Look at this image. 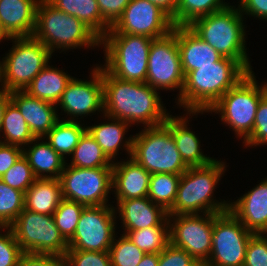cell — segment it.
<instances>
[{
  "mask_svg": "<svg viewBox=\"0 0 267 266\" xmlns=\"http://www.w3.org/2000/svg\"><path fill=\"white\" fill-rule=\"evenodd\" d=\"M103 79L104 112L106 117L120 119L128 124L142 123L145 127L164 124L166 113L156 89L146 82L119 79L101 67Z\"/></svg>",
  "mask_w": 267,
  "mask_h": 266,
  "instance_id": "1",
  "label": "cell"
},
{
  "mask_svg": "<svg viewBox=\"0 0 267 266\" xmlns=\"http://www.w3.org/2000/svg\"><path fill=\"white\" fill-rule=\"evenodd\" d=\"M248 73L237 60L227 57L215 65L198 66L185 76L177 104L186 108L188 114H203Z\"/></svg>",
  "mask_w": 267,
  "mask_h": 266,
  "instance_id": "2",
  "label": "cell"
},
{
  "mask_svg": "<svg viewBox=\"0 0 267 266\" xmlns=\"http://www.w3.org/2000/svg\"><path fill=\"white\" fill-rule=\"evenodd\" d=\"M225 163L212 160L204 166L189 167L180 176L177 197L168 215H191L222 213L229 210L230 203L212 198L213 190L225 172Z\"/></svg>",
  "mask_w": 267,
  "mask_h": 266,
  "instance_id": "3",
  "label": "cell"
},
{
  "mask_svg": "<svg viewBox=\"0 0 267 266\" xmlns=\"http://www.w3.org/2000/svg\"><path fill=\"white\" fill-rule=\"evenodd\" d=\"M243 13L229 6L207 16L195 19L188 27L222 57L237 60L252 72L245 46Z\"/></svg>",
  "mask_w": 267,
  "mask_h": 266,
  "instance_id": "4",
  "label": "cell"
},
{
  "mask_svg": "<svg viewBox=\"0 0 267 266\" xmlns=\"http://www.w3.org/2000/svg\"><path fill=\"white\" fill-rule=\"evenodd\" d=\"M123 143L122 147L125 146L129 156L150 174L181 175L189 168L176 147L171 130L165 124L144 127V130Z\"/></svg>",
  "mask_w": 267,
  "mask_h": 266,
  "instance_id": "5",
  "label": "cell"
},
{
  "mask_svg": "<svg viewBox=\"0 0 267 266\" xmlns=\"http://www.w3.org/2000/svg\"><path fill=\"white\" fill-rule=\"evenodd\" d=\"M33 38L51 53L56 49L87 48L101 45V39L82 21L58 10L47 0H40L36 12Z\"/></svg>",
  "mask_w": 267,
  "mask_h": 266,
  "instance_id": "6",
  "label": "cell"
},
{
  "mask_svg": "<svg viewBox=\"0 0 267 266\" xmlns=\"http://www.w3.org/2000/svg\"><path fill=\"white\" fill-rule=\"evenodd\" d=\"M152 40L145 35L106 33L100 41L105 50L104 68L119 79L146 82Z\"/></svg>",
  "mask_w": 267,
  "mask_h": 266,
  "instance_id": "7",
  "label": "cell"
},
{
  "mask_svg": "<svg viewBox=\"0 0 267 266\" xmlns=\"http://www.w3.org/2000/svg\"><path fill=\"white\" fill-rule=\"evenodd\" d=\"M267 93V83L258 86L249 72L229 89L207 112L221 114V121L244 140L252 133L260 99Z\"/></svg>",
  "mask_w": 267,
  "mask_h": 266,
  "instance_id": "8",
  "label": "cell"
},
{
  "mask_svg": "<svg viewBox=\"0 0 267 266\" xmlns=\"http://www.w3.org/2000/svg\"><path fill=\"white\" fill-rule=\"evenodd\" d=\"M15 44L0 61V82L3 90L24 91L51 58V51L33 37L8 38Z\"/></svg>",
  "mask_w": 267,
  "mask_h": 266,
  "instance_id": "9",
  "label": "cell"
},
{
  "mask_svg": "<svg viewBox=\"0 0 267 266\" xmlns=\"http://www.w3.org/2000/svg\"><path fill=\"white\" fill-rule=\"evenodd\" d=\"M9 227L24 253L65 257L68 242L57 228L53 215L24 208Z\"/></svg>",
  "mask_w": 267,
  "mask_h": 266,
  "instance_id": "10",
  "label": "cell"
},
{
  "mask_svg": "<svg viewBox=\"0 0 267 266\" xmlns=\"http://www.w3.org/2000/svg\"><path fill=\"white\" fill-rule=\"evenodd\" d=\"M60 175L63 199L86 207L108 205L112 190V167L78 168L66 165Z\"/></svg>",
  "mask_w": 267,
  "mask_h": 266,
  "instance_id": "11",
  "label": "cell"
},
{
  "mask_svg": "<svg viewBox=\"0 0 267 266\" xmlns=\"http://www.w3.org/2000/svg\"><path fill=\"white\" fill-rule=\"evenodd\" d=\"M185 75L181 66L179 48L177 45V26L167 35L152 40L146 83L156 90H180L184 86Z\"/></svg>",
  "mask_w": 267,
  "mask_h": 266,
  "instance_id": "12",
  "label": "cell"
},
{
  "mask_svg": "<svg viewBox=\"0 0 267 266\" xmlns=\"http://www.w3.org/2000/svg\"><path fill=\"white\" fill-rule=\"evenodd\" d=\"M254 233L247 230L230 211L214 216L210 266H243L246 247Z\"/></svg>",
  "mask_w": 267,
  "mask_h": 266,
  "instance_id": "13",
  "label": "cell"
},
{
  "mask_svg": "<svg viewBox=\"0 0 267 266\" xmlns=\"http://www.w3.org/2000/svg\"><path fill=\"white\" fill-rule=\"evenodd\" d=\"M115 213L110 204L85 207L68 241V250L108 252L116 236Z\"/></svg>",
  "mask_w": 267,
  "mask_h": 266,
  "instance_id": "14",
  "label": "cell"
},
{
  "mask_svg": "<svg viewBox=\"0 0 267 266\" xmlns=\"http://www.w3.org/2000/svg\"><path fill=\"white\" fill-rule=\"evenodd\" d=\"M215 213L168 215L169 243L185 250L194 259L207 261L212 249ZM172 219V220H171ZM174 219V220H173ZM174 221L172 224H170Z\"/></svg>",
  "mask_w": 267,
  "mask_h": 266,
  "instance_id": "15",
  "label": "cell"
},
{
  "mask_svg": "<svg viewBox=\"0 0 267 266\" xmlns=\"http://www.w3.org/2000/svg\"><path fill=\"white\" fill-rule=\"evenodd\" d=\"M173 28L171 16L160 6L149 0H131L107 33L145 35L156 39L167 35Z\"/></svg>",
  "mask_w": 267,
  "mask_h": 266,
  "instance_id": "16",
  "label": "cell"
},
{
  "mask_svg": "<svg viewBox=\"0 0 267 266\" xmlns=\"http://www.w3.org/2000/svg\"><path fill=\"white\" fill-rule=\"evenodd\" d=\"M91 80L83 81L76 78L67 85L63 95L58 103L61 110L67 113V116H73L68 120H75L74 117H86L90 113L104 110L103 97V79L101 66L95 67L91 72Z\"/></svg>",
  "mask_w": 267,
  "mask_h": 266,
  "instance_id": "17",
  "label": "cell"
},
{
  "mask_svg": "<svg viewBox=\"0 0 267 266\" xmlns=\"http://www.w3.org/2000/svg\"><path fill=\"white\" fill-rule=\"evenodd\" d=\"M40 0H0V35L3 39L32 37Z\"/></svg>",
  "mask_w": 267,
  "mask_h": 266,
  "instance_id": "18",
  "label": "cell"
},
{
  "mask_svg": "<svg viewBox=\"0 0 267 266\" xmlns=\"http://www.w3.org/2000/svg\"><path fill=\"white\" fill-rule=\"evenodd\" d=\"M229 210L250 232L254 234H266L267 178L235 202H231Z\"/></svg>",
  "mask_w": 267,
  "mask_h": 266,
  "instance_id": "19",
  "label": "cell"
},
{
  "mask_svg": "<svg viewBox=\"0 0 267 266\" xmlns=\"http://www.w3.org/2000/svg\"><path fill=\"white\" fill-rule=\"evenodd\" d=\"M9 97L36 138H45L59 120L55 104L32 97L25 91L9 92Z\"/></svg>",
  "mask_w": 267,
  "mask_h": 266,
  "instance_id": "20",
  "label": "cell"
},
{
  "mask_svg": "<svg viewBox=\"0 0 267 266\" xmlns=\"http://www.w3.org/2000/svg\"><path fill=\"white\" fill-rule=\"evenodd\" d=\"M117 207L124 230L169 225L168 212L160 205L154 204L147 196L117 200Z\"/></svg>",
  "mask_w": 267,
  "mask_h": 266,
  "instance_id": "21",
  "label": "cell"
},
{
  "mask_svg": "<svg viewBox=\"0 0 267 266\" xmlns=\"http://www.w3.org/2000/svg\"><path fill=\"white\" fill-rule=\"evenodd\" d=\"M113 186L116 200H127L148 195L151 174L133 158L113 162Z\"/></svg>",
  "mask_w": 267,
  "mask_h": 266,
  "instance_id": "22",
  "label": "cell"
},
{
  "mask_svg": "<svg viewBox=\"0 0 267 266\" xmlns=\"http://www.w3.org/2000/svg\"><path fill=\"white\" fill-rule=\"evenodd\" d=\"M177 45L184 75L198 66L215 65L222 56L188 26H177Z\"/></svg>",
  "mask_w": 267,
  "mask_h": 266,
  "instance_id": "23",
  "label": "cell"
},
{
  "mask_svg": "<svg viewBox=\"0 0 267 266\" xmlns=\"http://www.w3.org/2000/svg\"><path fill=\"white\" fill-rule=\"evenodd\" d=\"M187 122L188 116L185 118L169 115L164 124L171 130L176 147L188 167L209 164L214 159L202 153L199 139L190 128L188 129Z\"/></svg>",
  "mask_w": 267,
  "mask_h": 266,
  "instance_id": "24",
  "label": "cell"
},
{
  "mask_svg": "<svg viewBox=\"0 0 267 266\" xmlns=\"http://www.w3.org/2000/svg\"><path fill=\"white\" fill-rule=\"evenodd\" d=\"M62 200L59 179H36L24 193V208L44 215H53Z\"/></svg>",
  "mask_w": 267,
  "mask_h": 266,
  "instance_id": "25",
  "label": "cell"
},
{
  "mask_svg": "<svg viewBox=\"0 0 267 266\" xmlns=\"http://www.w3.org/2000/svg\"><path fill=\"white\" fill-rule=\"evenodd\" d=\"M42 138H34L33 146L23 147V156L28 161L37 179H59L66 160L63 159L47 141L36 142ZM45 173V174H44ZM49 173V175H47Z\"/></svg>",
  "mask_w": 267,
  "mask_h": 266,
  "instance_id": "26",
  "label": "cell"
},
{
  "mask_svg": "<svg viewBox=\"0 0 267 266\" xmlns=\"http://www.w3.org/2000/svg\"><path fill=\"white\" fill-rule=\"evenodd\" d=\"M72 78L62 70L47 64L24 91L32 97L57 106Z\"/></svg>",
  "mask_w": 267,
  "mask_h": 266,
  "instance_id": "27",
  "label": "cell"
},
{
  "mask_svg": "<svg viewBox=\"0 0 267 266\" xmlns=\"http://www.w3.org/2000/svg\"><path fill=\"white\" fill-rule=\"evenodd\" d=\"M55 8L73 15L89 27L100 39L111 26L103 19L96 0H47Z\"/></svg>",
  "mask_w": 267,
  "mask_h": 266,
  "instance_id": "28",
  "label": "cell"
},
{
  "mask_svg": "<svg viewBox=\"0 0 267 266\" xmlns=\"http://www.w3.org/2000/svg\"><path fill=\"white\" fill-rule=\"evenodd\" d=\"M107 118L111 122L88 126L87 131L101 147L107 158L113 162L112 159L115 158L120 149V145L124 141L123 138L125 137L126 129L131 125L120 119Z\"/></svg>",
  "mask_w": 267,
  "mask_h": 266,
  "instance_id": "29",
  "label": "cell"
},
{
  "mask_svg": "<svg viewBox=\"0 0 267 266\" xmlns=\"http://www.w3.org/2000/svg\"><path fill=\"white\" fill-rule=\"evenodd\" d=\"M5 135L4 140L0 142L10 145H17L24 147L23 145L32 144L34 138H36L24 117L21 115L17 106L9 100L6 104L3 116L0 132Z\"/></svg>",
  "mask_w": 267,
  "mask_h": 266,
  "instance_id": "30",
  "label": "cell"
},
{
  "mask_svg": "<svg viewBox=\"0 0 267 266\" xmlns=\"http://www.w3.org/2000/svg\"><path fill=\"white\" fill-rule=\"evenodd\" d=\"M77 120L60 119L54 127L45 135L50 146L64 159L65 154L71 155L79 143L80 138L87 131Z\"/></svg>",
  "mask_w": 267,
  "mask_h": 266,
  "instance_id": "31",
  "label": "cell"
},
{
  "mask_svg": "<svg viewBox=\"0 0 267 266\" xmlns=\"http://www.w3.org/2000/svg\"><path fill=\"white\" fill-rule=\"evenodd\" d=\"M223 0H178L175 14L171 17L174 26H188L195 19L229 7Z\"/></svg>",
  "mask_w": 267,
  "mask_h": 266,
  "instance_id": "32",
  "label": "cell"
},
{
  "mask_svg": "<svg viewBox=\"0 0 267 266\" xmlns=\"http://www.w3.org/2000/svg\"><path fill=\"white\" fill-rule=\"evenodd\" d=\"M72 167L78 168H97V167H113L107 156L103 153L101 147L95 139L86 131L80 138L79 143L72 153Z\"/></svg>",
  "mask_w": 267,
  "mask_h": 266,
  "instance_id": "33",
  "label": "cell"
},
{
  "mask_svg": "<svg viewBox=\"0 0 267 266\" xmlns=\"http://www.w3.org/2000/svg\"><path fill=\"white\" fill-rule=\"evenodd\" d=\"M180 176L166 173L151 174L147 197L168 212L175 203Z\"/></svg>",
  "mask_w": 267,
  "mask_h": 266,
  "instance_id": "34",
  "label": "cell"
},
{
  "mask_svg": "<svg viewBox=\"0 0 267 266\" xmlns=\"http://www.w3.org/2000/svg\"><path fill=\"white\" fill-rule=\"evenodd\" d=\"M127 237L145 254H159L169 244V225L125 230Z\"/></svg>",
  "mask_w": 267,
  "mask_h": 266,
  "instance_id": "35",
  "label": "cell"
},
{
  "mask_svg": "<svg viewBox=\"0 0 267 266\" xmlns=\"http://www.w3.org/2000/svg\"><path fill=\"white\" fill-rule=\"evenodd\" d=\"M24 209V193L0 179V227H9Z\"/></svg>",
  "mask_w": 267,
  "mask_h": 266,
  "instance_id": "36",
  "label": "cell"
},
{
  "mask_svg": "<svg viewBox=\"0 0 267 266\" xmlns=\"http://www.w3.org/2000/svg\"><path fill=\"white\" fill-rule=\"evenodd\" d=\"M85 207L78 202L63 199L53 213L56 226L67 242L73 237Z\"/></svg>",
  "mask_w": 267,
  "mask_h": 266,
  "instance_id": "37",
  "label": "cell"
},
{
  "mask_svg": "<svg viewBox=\"0 0 267 266\" xmlns=\"http://www.w3.org/2000/svg\"><path fill=\"white\" fill-rule=\"evenodd\" d=\"M109 249L111 266H137L145 253L141 251L126 234L115 239Z\"/></svg>",
  "mask_w": 267,
  "mask_h": 266,
  "instance_id": "38",
  "label": "cell"
},
{
  "mask_svg": "<svg viewBox=\"0 0 267 266\" xmlns=\"http://www.w3.org/2000/svg\"><path fill=\"white\" fill-rule=\"evenodd\" d=\"M0 179L8 186L25 193L37 178L22 154Z\"/></svg>",
  "mask_w": 267,
  "mask_h": 266,
  "instance_id": "39",
  "label": "cell"
},
{
  "mask_svg": "<svg viewBox=\"0 0 267 266\" xmlns=\"http://www.w3.org/2000/svg\"><path fill=\"white\" fill-rule=\"evenodd\" d=\"M67 266H111L109 252L67 250Z\"/></svg>",
  "mask_w": 267,
  "mask_h": 266,
  "instance_id": "40",
  "label": "cell"
},
{
  "mask_svg": "<svg viewBox=\"0 0 267 266\" xmlns=\"http://www.w3.org/2000/svg\"><path fill=\"white\" fill-rule=\"evenodd\" d=\"M243 143L246 147L267 144V93L259 101L253 131Z\"/></svg>",
  "mask_w": 267,
  "mask_h": 266,
  "instance_id": "41",
  "label": "cell"
},
{
  "mask_svg": "<svg viewBox=\"0 0 267 266\" xmlns=\"http://www.w3.org/2000/svg\"><path fill=\"white\" fill-rule=\"evenodd\" d=\"M0 231L7 230L6 234H0V266H19V260L24 253L17 243L10 227H0Z\"/></svg>",
  "mask_w": 267,
  "mask_h": 266,
  "instance_id": "42",
  "label": "cell"
},
{
  "mask_svg": "<svg viewBox=\"0 0 267 266\" xmlns=\"http://www.w3.org/2000/svg\"><path fill=\"white\" fill-rule=\"evenodd\" d=\"M243 266H267V234H253L250 237Z\"/></svg>",
  "mask_w": 267,
  "mask_h": 266,
  "instance_id": "43",
  "label": "cell"
},
{
  "mask_svg": "<svg viewBox=\"0 0 267 266\" xmlns=\"http://www.w3.org/2000/svg\"><path fill=\"white\" fill-rule=\"evenodd\" d=\"M194 258L185 250L168 244L159 253L158 266H188Z\"/></svg>",
  "mask_w": 267,
  "mask_h": 266,
  "instance_id": "44",
  "label": "cell"
},
{
  "mask_svg": "<svg viewBox=\"0 0 267 266\" xmlns=\"http://www.w3.org/2000/svg\"><path fill=\"white\" fill-rule=\"evenodd\" d=\"M103 19L112 27L131 0H96Z\"/></svg>",
  "mask_w": 267,
  "mask_h": 266,
  "instance_id": "45",
  "label": "cell"
},
{
  "mask_svg": "<svg viewBox=\"0 0 267 266\" xmlns=\"http://www.w3.org/2000/svg\"><path fill=\"white\" fill-rule=\"evenodd\" d=\"M19 266H67L65 257L50 254L23 253Z\"/></svg>",
  "mask_w": 267,
  "mask_h": 266,
  "instance_id": "46",
  "label": "cell"
},
{
  "mask_svg": "<svg viewBox=\"0 0 267 266\" xmlns=\"http://www.w3.org/2000/svg\"><path fill=\"white\" fill-rule=\"evenodd\" d=\"M22 154V147L0 142V178L15 164Z\"/></svg>",
  "mask_w": 267,
  "mask_h": 266,
  "instance_id": "47",
  "label": "cell"
},
{
  "mask_svg": "<svg viewBox=\"0 0 267 266\" xmlns=\"http://www.w3.org/2000/svg\"><path fill=\"white\" fill-rule=\"evenodd\" d=\"M239 11L267 20V0H240Z\"/></svg>",
  "mask_w": 267,
  "mask_h": 266,
  "instance_id": "48",
  "label": "cell"
},
{
  "mask_svg": "<svg viewBox=\"0 0 267 266\" xmlns=\"http://www.w3.org/2000/svg\"><path fill=\"white\" fill-rule=\"evenodd\" d=\"M149 1L160 6L171 17L175 14V10L178 4V0H149Z\"/></svg>",
  "mask_w": 267,
  "mask_h": 266,
  "instance_id": "49",
  "label": "cell"
},
{
  "mask_svg": "<svg viewBox=\"0 0 267 266\" xmlns=\"http://www.w3.org/2000/svg\"><path fill=\"white\" fill-rule=\"evenodd\" d=\"M158 263H159V254L146 253L137 266H158Z\"/></svg>",
  "mask_w": 267,
  "mask_h": 266,
  "instance_id": "50",
  "label": "cell"
},
{
  "mask_svg": "<svg viewBox=\"0 0 267 266\" xmlns=\"http://www.w3.org/2000/svg\"><path fill=\"white\" fill-rule=\"evenodd\" d=\"M10 100L9 92L0 89V129L2 125V116L6 107L7 102Z\"/></svg>",
  "mask_w": 267,
  "mask_h": 266,
  "instance_id": "51",
  "label": "cell"
},
{
  "mask_svg": "<svg viewBox=\"0 0 267 266\" xmlns=\"http://www.w3.org/2000/svg\"><path fill=\"white\" fill-rule=\"evenodd\" d=\"M188 266H210L207 261L194 259Z\"/></svg>",
  "mask_w": 267,
  "mask_h": 266,
  "instance_id": "52",
  "label": "cell"
}]
</instances>
